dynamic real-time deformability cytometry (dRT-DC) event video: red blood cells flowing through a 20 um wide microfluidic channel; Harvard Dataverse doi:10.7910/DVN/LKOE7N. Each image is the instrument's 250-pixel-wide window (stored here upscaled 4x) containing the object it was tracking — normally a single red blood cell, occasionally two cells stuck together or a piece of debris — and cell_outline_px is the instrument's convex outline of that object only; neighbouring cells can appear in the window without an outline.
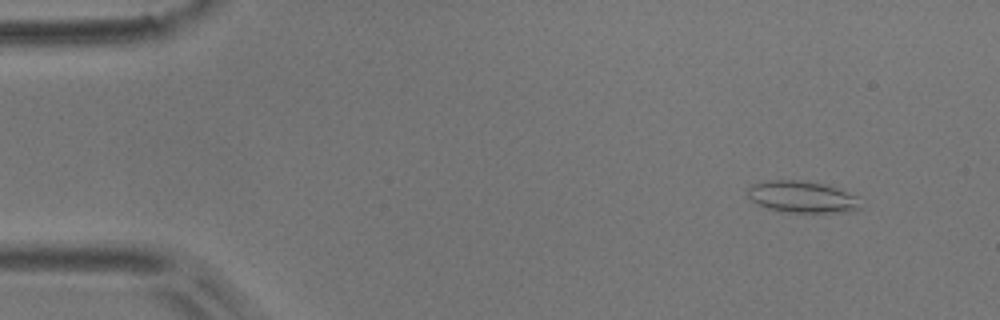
{"species": "common noctule bat (a hibernating species)", "species_latin": "Nyctalus noctula", "temperature_condition": "room temperature", "stored_images_in_passage": 6, "camera_frame_rate_fps": 3000, "um_per_image_px": 0.085, "animal": {"sex": "male", "body_mass_g": 17.9}, "frame": {"image": 1, "passage_image": 2, "time_ms": 0.333, "image_size_px": [1000, 320], "cell_outline_px": [[864, 208], [852, 212], [788, 212], [768, 208], [756, 204], [748, 196], [748, 188], [752, 184], [768, 180], [800, 180], [824, 184], [860, 196]], "centroid_in_image_um": [68.27, 16.74], "position_along_channel_um": 16.7, "area_um2": 21.15}}
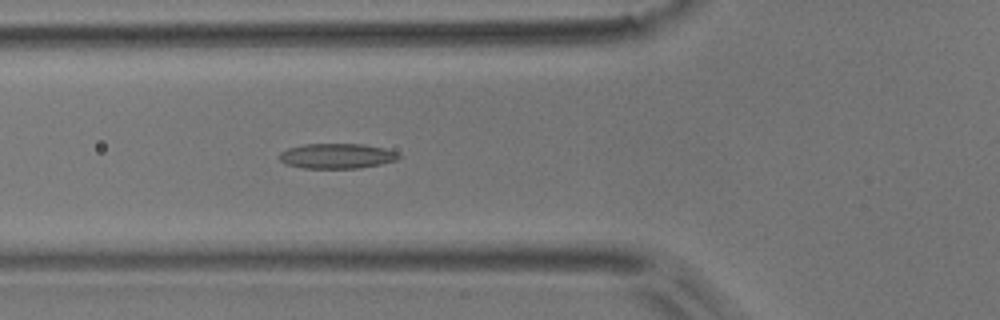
{"frame": {"image": 2, "passage_image": 6, "time_ms": 1.667, "image_size_px": [1000, 320], "cell_outline_px": [[400, 156], [396, 160], [380, 164], [360, 168], [304, 168], [284, 164], [280, 160], [280, 152], [288, 148], [304, 144], [364, 144], [384, 148], [396, 152]], "centroid_in_image_um": [28.61, 13.26], "position_along_channel_um": 97.2, "area_um2": 17.4}}